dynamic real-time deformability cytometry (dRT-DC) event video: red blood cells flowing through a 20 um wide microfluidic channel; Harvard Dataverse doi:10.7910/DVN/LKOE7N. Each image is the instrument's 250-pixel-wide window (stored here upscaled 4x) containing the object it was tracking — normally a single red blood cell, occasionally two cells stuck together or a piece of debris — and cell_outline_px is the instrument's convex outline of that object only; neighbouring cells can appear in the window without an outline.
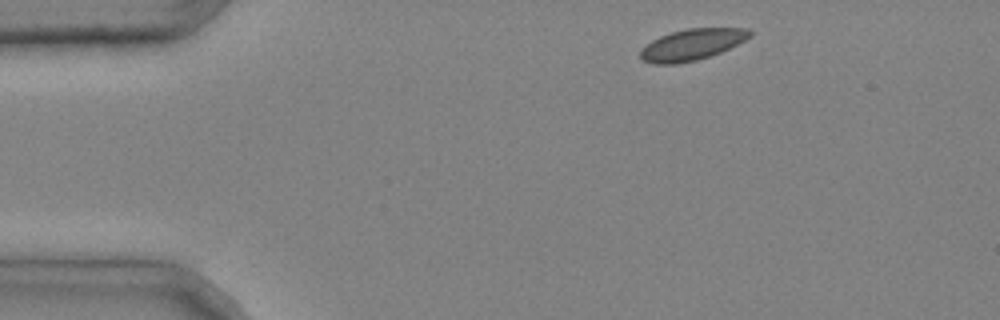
{"species": "common noctule bat (a hibernating species)", "species_latin": "Nyctalus noctula", "temperature_condition": "cold", "stored_images_in_passage": 3, "camera_frame_rate_fps": 3000, "um_per_image_px": 0.085, "animal": {"sex": "male", "body_mass_g": 20.4}, "frame": {"image": 1, "passage_image": 1, "time_ms": 0.0, "image_size_px": [1000, 320], "cell_outline_px": [[752, 36], [720, 52], [696, 60], [676, 64], [652, 64], [644, 60], [640, 56], [640, 48], [652, 40], [660, 36], [672, 32], [688, 28], [748, 28], [752, 32]], "centroid_in_image_um": [58.79, 3.78], "position_along_channel_um": 26.2, "area_um2": 19.77}}
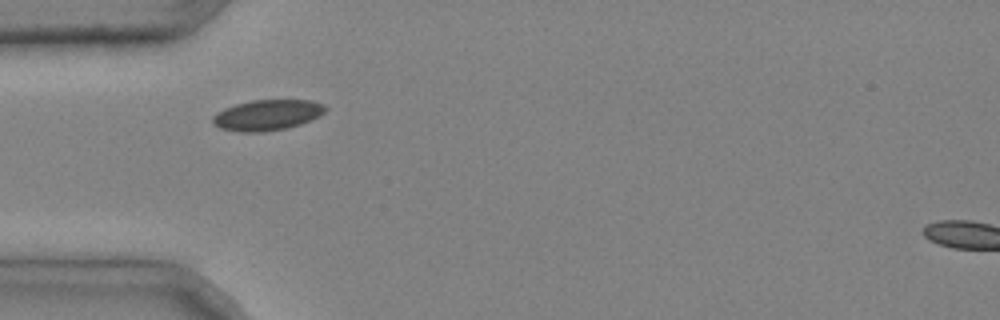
{"frame": {"image": 2, "passage_image": 3, "time_ms": 0.667, "image_size_px": [1000, 320], "cell_outline_px": [[328, 108], [320, 116], [312, 120], [288, 128], [264, 132], [240, 132], [220, 128], [212, 124], [212, 116], [216, 112], [224, 108], [236, 104], [252, 100], [312, 100], [324, 104]], "centroid_in_image_um": [22.72, 9.78], "position_along_channel_um": 62.3, "area_um2": 20.4}}